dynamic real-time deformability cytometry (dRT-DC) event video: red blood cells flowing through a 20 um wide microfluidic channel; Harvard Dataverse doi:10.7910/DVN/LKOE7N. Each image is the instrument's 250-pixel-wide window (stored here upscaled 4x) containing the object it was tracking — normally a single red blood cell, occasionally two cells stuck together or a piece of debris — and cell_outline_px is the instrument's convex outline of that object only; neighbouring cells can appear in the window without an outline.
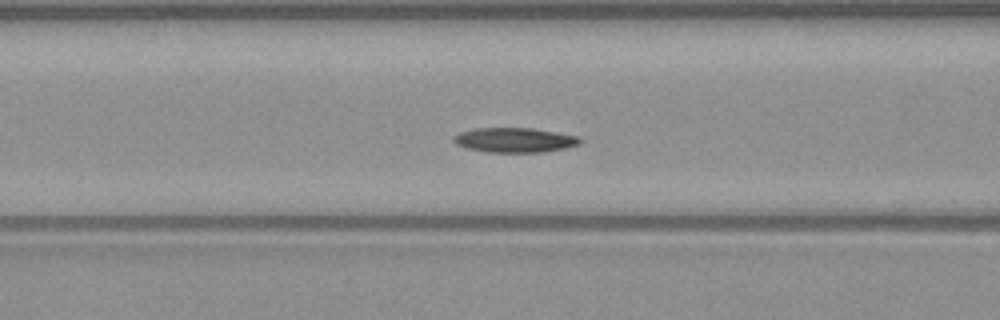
{"species": "common noctule bat (a hibernating species)", "species_latin": "Nyctalus noctula", "temperature_condition": "warm", "stored_images_in_passage": 51, "camera_frame_rate_fps": 3000, "um_per_image_px": 0.085, "animal": {"sex": "male", "body_mass_g": 23.1, "forearm_length_mm": 52.7}, "frame": {"image": 1, "passage_image": 20, "time_ms": 6.333, "image_size_px": [1000, 320], "cell_outline_px": [[584, 140], [580, 144], [564, 148], [544, 152], [488, 152], [468, 148], [456, 144], [452, 140], [452, 136], [460, 132], [476, 128], [532, 128], [580, 136]], "centroid_in_image_um": [43.77, 11.9], "position_along_channel_um": 122.8, "area_um2": 18.26}}
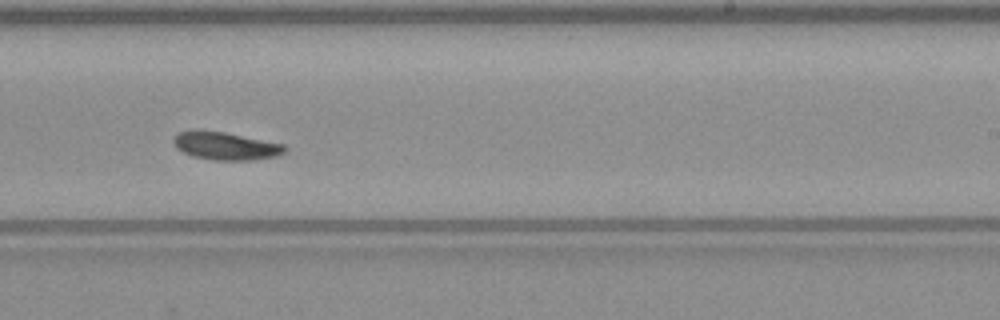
{"frame": {"image": 2, "passage_image": 31, "time_ms": 10.0, "image_size_px": [1000, 320], "cell_outline_px": [[288, 148], [284, 152], [276, 156], [252, 160], [212, 160], [192, 156], [176, 148], [172, 140], [180, 132], [192, 128], [196, 128], [224, 132], [284, 144]], "centroid_in_image_um": [19.14, 12.39], "position_along_channel_um": 269.9, "area_um2": 18.26}}
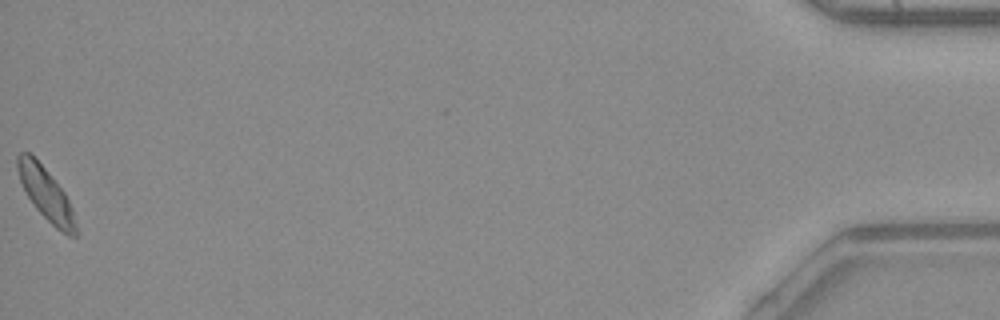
{"frame": {"image": 3, "passage_image": 51, "time_ms": 16.667, "image_size_px": [1000, 320], "cell_outline_px": [[76, 236], [68, 236], [56, 228], [36, 208], [28, 196], [20, 180], [16, 168], [16, 156], [20, 152], [28, 152], [44, 168], [64, 192], [72, 208], [76, 224]], "centroid_in_image_um": [3.89, 16.48], "position_along_channel_um": 431.3, "area_um2": 17.28}, "authors_computed_cell_mechanics": {"area_um2": 17.8024, "velocity_mm_per_s": 4.0147, "shape_relaxation_time_tau1_ms": 2.9263, "shape_relaxation_time_tau2_ms": 6.732, "deformation_change_tau1": 0.0982, "deformation_change_tau2": 0.0895}}